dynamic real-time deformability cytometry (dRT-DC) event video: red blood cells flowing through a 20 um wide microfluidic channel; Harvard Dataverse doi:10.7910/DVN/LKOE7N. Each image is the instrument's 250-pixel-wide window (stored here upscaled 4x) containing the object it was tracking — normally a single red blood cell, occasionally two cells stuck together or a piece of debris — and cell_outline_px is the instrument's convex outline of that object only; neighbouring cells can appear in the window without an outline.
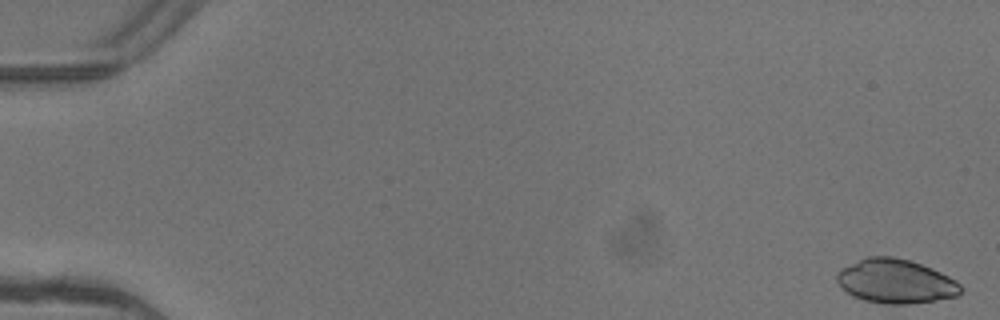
{"species": "common noctule bat (a hibernating species)", "species_latin": "Nyctalus noctula", "temperature_condition": "warm", "stored_images_in_passage": 6, "camera_frame_rate_fps": 3000, "um_per_image_px": 0.085, "animal": {"sex": "female"}, "frame": {"image": 1, "passage_image": 1, "time_ms": 0.0, "image_size_px": [1000, 320], "cell_outline_px": [[964, 288], [956, 296], [908, 304], [888, 304], [864, 300], [848, 292], [836, 280], [836, 276], [840, 268], [868, 256], [892, 256], [908, 260], [932, 268], [956, 280]], "centroid_in_image_um": [76.14, 23.89], "position_along_channel_um": 8.9, "area_um2": 31.44}}